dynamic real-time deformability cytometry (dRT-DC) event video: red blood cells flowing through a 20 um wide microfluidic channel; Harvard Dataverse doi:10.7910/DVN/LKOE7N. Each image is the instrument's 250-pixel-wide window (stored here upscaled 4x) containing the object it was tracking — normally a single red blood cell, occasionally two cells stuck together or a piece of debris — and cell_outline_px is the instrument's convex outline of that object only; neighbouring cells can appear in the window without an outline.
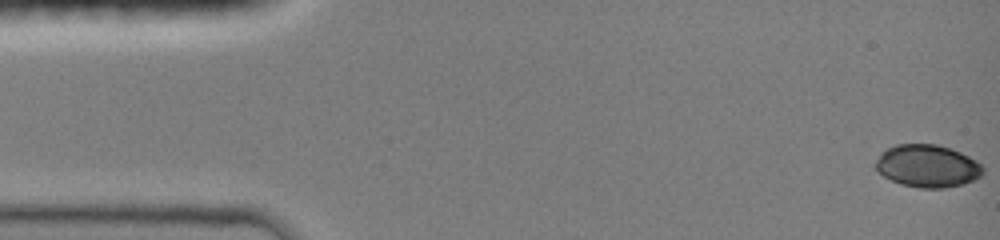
{"species": "common noctule bat (a hibernating species)", "species_latin": "Nyctalus noctula", "temperature_condition": "room temperature", "stored_images_in_passage": 48, "camera_frame_rate_fps": 3000, "um_per_image_px": 0.085, "animal": {"sex": "female", "body_mass_g": 19.0, "forearm_length_mm": 51.5}, "frame": {"image": 1, "passage_image": 1, "time_ms": 0.0, "image_size_px": [1000, 240], "cell_outline_px": [[984, 172], [980, 176], [964, 184], [944, 188], [920, 188], [900, 184], [884, 176], [876, 168], [876, 160], [880, 152], [896, 144], [936, 144], [952, 148], [976, 160], [984, 168]], "centroid_in_image_um": [78.84, 14.1], "position_along_channel_um": 6.2, "area_um2": 26.65}}
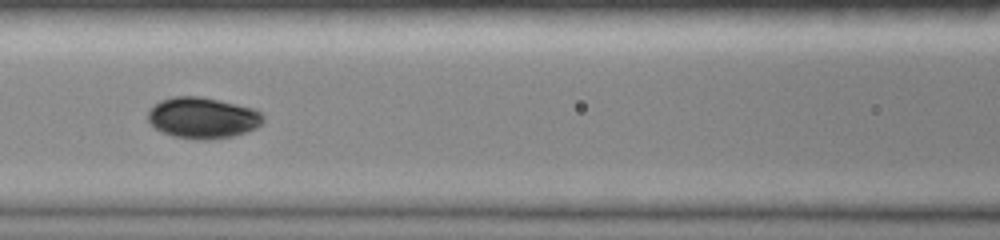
{"frame": {"image": 2, "passage_image": 21, "time_ms": 6.667, "image_size_px": [1000, 240], "cell_outline_px": [[264, 120], [256, 128], [232, 136], [204, 140], [200, 140], [172, 136], [156, 128], [148, 120], [148, 108], [160, 100], [172, 96], [200, 96], [256, 108], [264, 116]], "centroid_in_image_um": [17.22, 10.0], "position_along_channel_um": 149.4, "area_um2": 27.69}}
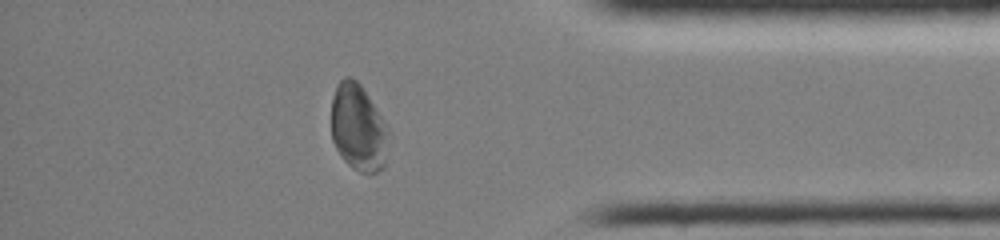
{"frame": {"image": 3, "passage_image": 41, "time_ms": 13.333, "image_size_px": [1000, 240], "cell_outline_px": [[388, 132], [384, 168], [376, 172], [360, 172], [352, 168], [344, 160], [336, 148], [332, 140], [332, 96], [336, 84], [344, 76], [352, 76], [360, 84], [384, 120], [388, 128]], "centroid_in_image_um": [30.43, 10.83], "position_along_channel_um": 404.8, "area_um2": 28.9}, "authors_computed_cell_mechanics": {"area_um2": 27.3394, "velocity_mm_per_s": 4.032, "shape_relaxation_time_tau1_ms": 2.748, "shape_relaxation_time_tau2_ms": 1.8312, "deformation_change_tau1": 0.1106, "deformation_change_tau2": 0.0341}}